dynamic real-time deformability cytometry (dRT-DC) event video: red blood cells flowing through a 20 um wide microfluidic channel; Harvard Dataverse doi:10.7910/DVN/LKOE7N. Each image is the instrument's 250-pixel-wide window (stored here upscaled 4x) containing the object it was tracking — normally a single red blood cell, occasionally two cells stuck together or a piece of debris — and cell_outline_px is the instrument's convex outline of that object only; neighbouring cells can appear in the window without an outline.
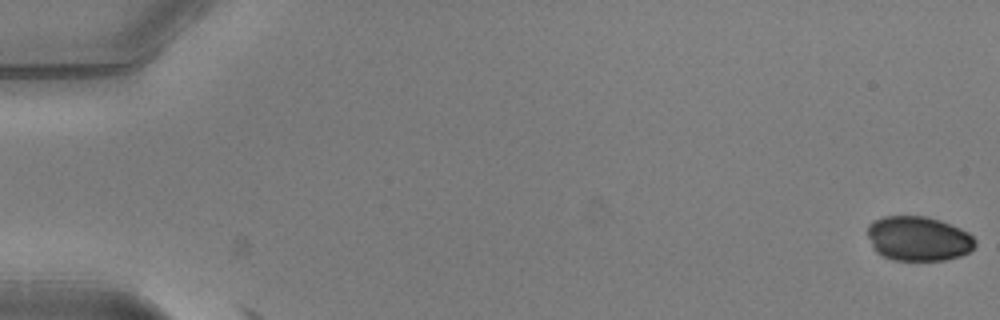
{"species": "common noctule bat (a hibernating species)", "species_latin": "Nyctalus noctula", "temperature_condition": "warm", "stored_images_in_passage": 2, "camera_frame_rate_fps": 3000, "um_per_image_px": 0.085, "animal": {"sex": "male", "body_mass_g": 20.5, "forearm_length_mm": 52.5}, "frame": {"image": 1, "passage_image": 1, "time_ms": 0.0, "image_size_px": [1000, 320], "cell_outline_px": [[976, 244], [968, 252], [960, 256], [944, 260], [892, 260], [876, 252], [872, 248], [868, 236], [868, 224], [884, 216], [924, 216], [940, 220], [960, 228], [968, 232], [976, 240]], "centroid_in_image_um": [78.05, 20.28], "position_along_channel_um": 6.9, "area_um2": 27.98}}